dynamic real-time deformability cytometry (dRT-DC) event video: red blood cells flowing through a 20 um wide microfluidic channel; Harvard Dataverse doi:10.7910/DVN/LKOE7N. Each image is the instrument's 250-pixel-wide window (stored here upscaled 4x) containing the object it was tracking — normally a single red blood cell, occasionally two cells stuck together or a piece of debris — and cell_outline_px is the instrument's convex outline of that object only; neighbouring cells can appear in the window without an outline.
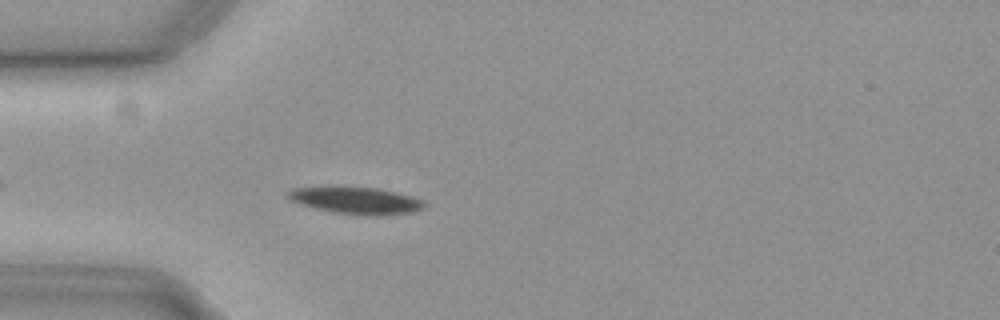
{"species": "common noctule bat (a hibernating species)", "species_latin": "Nyctalus noctula", "temperature_condition": "cold", "stored_images_in_passage": 45, "camera_frame_rate_fps": 3000, "um_per_image_px": 0.085, "animal": {"sex": "female", "body_mass_g": 19.3, "forearm_length_mm": 54.1}, "frame": {"image": 1, "passage_image": 5, "time_ms": 1.333, "image_size_px": [1000, 320], "cell_outline_px": [[424, 208], [416, 212], [380, 216], [360, 216], [332, 212], [300, 204], [288, 200], [284, 196], [284, 192], [296, 188], [376, 188], [396, 192], [420, 200], [424, 204]], "centroid_in_image_um": [30.23, 17.08], "position_along_channel_um": 54.8, "area_um2": 21.21}}
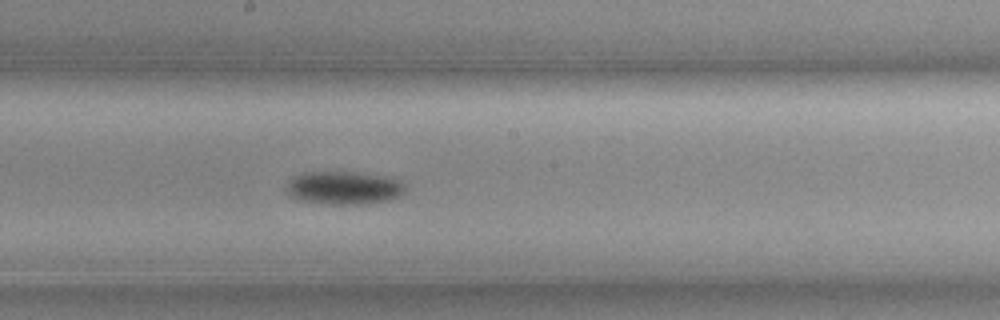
{"frame": {"image": 2, "passage_image": 19, "time_ms": 6.0, "image_size_px": [1000, 320], "cell_outline_px": [[404, 192], [400, 196], [392, 200], [368, 204], [328, 204], [304, 200], [292, 196], [284, 188], [296, 176], [304, 172], [352, 172], [380, 176], [400, 180], [404, 184]], "centroid_in_image_um": [29.28, 15.98], "position_along_channel_um": 218.9, "area_um2": 22.66}}
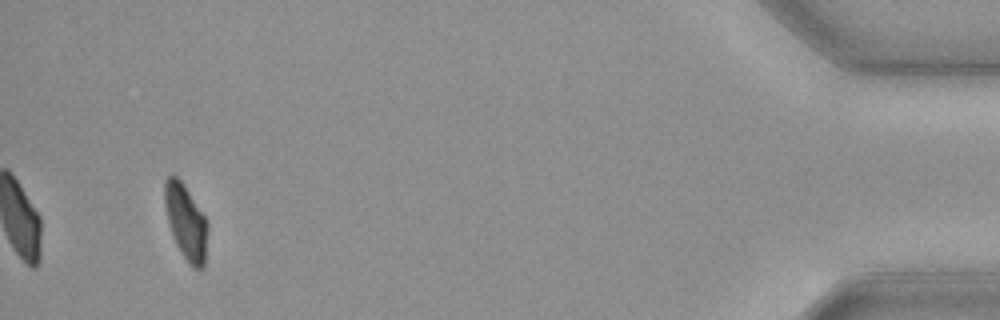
{"frame": {"image": 3, "passage_image": 42, "time_ms": 13.667, "image_size_px": [1000, 320], "cell_outline_px": [[208, 228], [204, 268], [192, 268], [188, 264], [176, 244], [168, 220], [164, 204], [164, 180], [172, 172], [184, 184], [204, 216], [208, 224]], "centroid_in_image_um": [15.8, 18.85], "position_along_channel_um": 419.4, "area_um2": 18.79}, "authors_computed_cell_mechanics": {"area_um2": 21.1548, "velocity_mm_per_s": 3.6794, "shape_relaxation_time_tau1_ms": 4.0318, "shape_relaxation_time_tau2_ms": null, "deformation_change_tau1": 0.1213, "deformation_change_tau2": null}}